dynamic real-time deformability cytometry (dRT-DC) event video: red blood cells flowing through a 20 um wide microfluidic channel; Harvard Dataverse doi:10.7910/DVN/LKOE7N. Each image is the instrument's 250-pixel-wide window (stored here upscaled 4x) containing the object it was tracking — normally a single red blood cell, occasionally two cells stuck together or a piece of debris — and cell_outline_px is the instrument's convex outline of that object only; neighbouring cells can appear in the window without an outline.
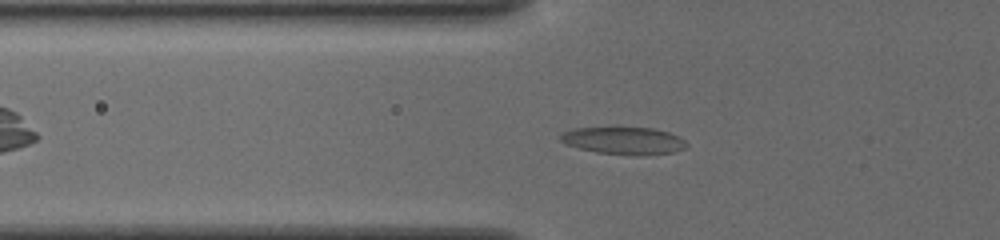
{"species": "common noctule bat (a hibernating species)", "species_latin": "Nyctalus noctula", "temperature_condition": "cold", "stored_images_in_passage": 37, "camera_frame_rate_fps": 3000, "um_per_image_px": 0.085, "animal": {"sex": "female", "body_mass_g": 19.5, "forearm_length_mm": 54.1}, "frame": {"image": 1, "passage_image": 8, "time_ms": 2.333, "image_size_px": [1000, 240], "cell_outline_px": [[688, 144], [684, 148], [672, 152], [636, 156], [596, 152], [564, 144], [560, 140], [560, 136], [564, 132], [576, 128], [652, 128], [668, 132], [684, 140]], "centroid_in_image_um": [53.01, 11.97], "position_along_channel_um": 72.8, "area_um2": 19.83}}
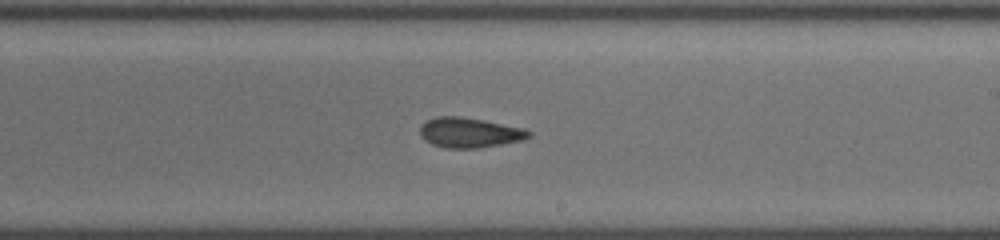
{"frame": {"image": 2, "passage_image": 20, "time_ms": 6.333, "image_size_px": [1000, 240], "cell_outline_px": [[532, 132], [528, 136], [520, 140], [480, 148], [444, 148], [432, 144], [424, 140], [420, 136], [420, 128], [428, 120], [436, 116], [460, 116], [484, 120], [524, 128]], "centroid_in_image_um": [39.87, 11.27], "position_along_channel_um": 249.1, "area_um2": 18.9}}
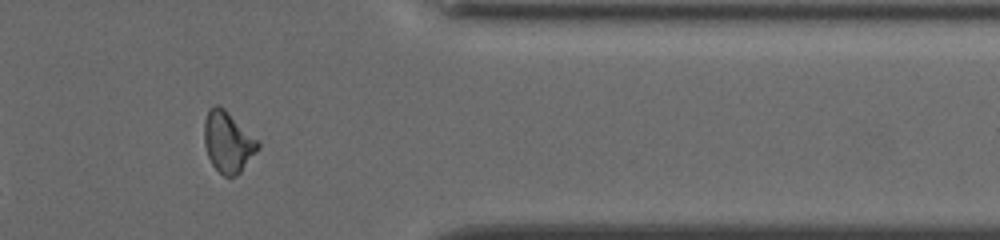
{"frame": {"image": 3, "passage_image": 31, "time_ms": 10.0, "image_size_px": [1000, 240], "cell_outline_px": [[260, 148], [240, 172], [236, 176], [224, 176], [212, 164], [208, 156], [204, 144], [204, 120], [208, 108], [212, 104], [216, 104], [224, 108], [260, 140]], "centroid_in_image_um": [19.38, 12.03], "position_along_channel_um": 392.0, "area_um2": 19.36}}